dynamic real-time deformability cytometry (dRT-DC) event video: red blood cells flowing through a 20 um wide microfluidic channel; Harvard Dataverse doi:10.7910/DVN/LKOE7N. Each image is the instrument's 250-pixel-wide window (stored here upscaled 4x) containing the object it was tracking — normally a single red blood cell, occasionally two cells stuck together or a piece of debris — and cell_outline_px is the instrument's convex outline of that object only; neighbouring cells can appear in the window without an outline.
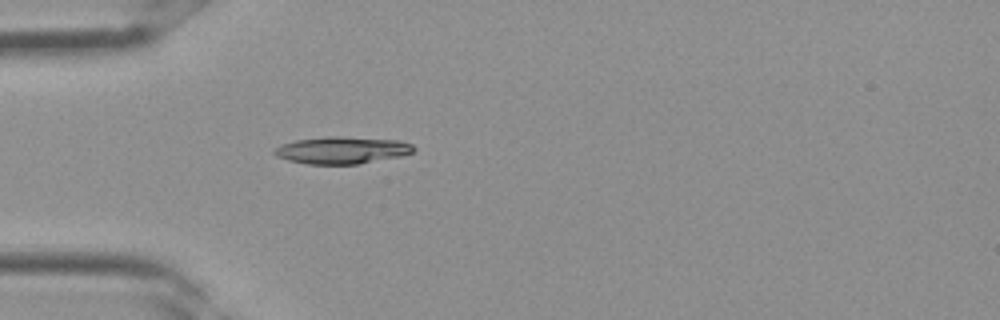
{"species": "Egyptian fruit bat (a non-hibernating species)", "species_latin": "Rousettus aegyptiacus", "temperature_condition": "room temperature", "stored_images_in_passage": 1, "camera_frame_rate_fps": 3000, "um_per_image_px": 0.085, "frame": {"image": 1, "passage_image": 1, "time_ms": 0.0, "image_size_px": [1000, 320], "cell_outline_px": [[416, 148], [412, 152], [400, 156], [356, 164], [308, 164], [288, 160], [276, 156], [272, 152], [276, 148], [284, 144], [296, 140], [324, 136], [340, 136], [400, 140], [412, 144]], "centroid_in_image_um": [29.08, 12.75], "position_along_channel_um": 55.9, "area_um2": 21.91}}